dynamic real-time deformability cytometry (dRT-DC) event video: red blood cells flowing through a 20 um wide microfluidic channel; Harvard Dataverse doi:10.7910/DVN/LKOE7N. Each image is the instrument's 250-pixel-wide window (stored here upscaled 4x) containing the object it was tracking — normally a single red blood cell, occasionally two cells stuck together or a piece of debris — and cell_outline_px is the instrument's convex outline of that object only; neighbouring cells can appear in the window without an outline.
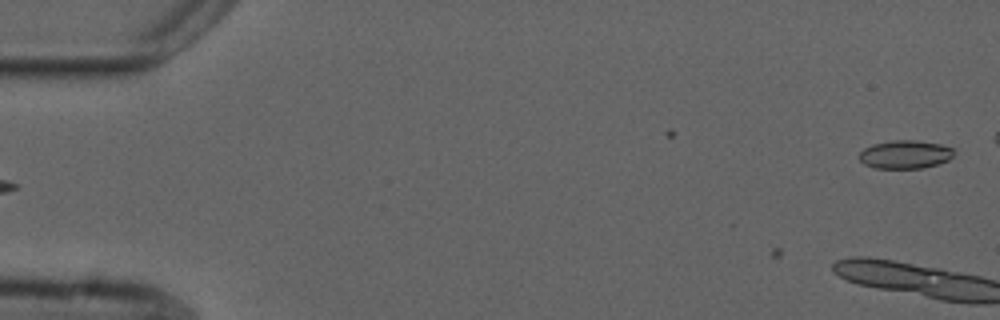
{"species": "common noctule bat (a hibernating species)", "species_latin": "Nyctalus noctula", "temperature_condition": "cold", "stored_images_in_passage": 8, "camera_frame_rate_fps": 3000, "um_per_image_px": 0.085, "animal": {"sex": "male", "forearm_length_mm": 52.5}, "frame": {"image": 1, "passage_image": 8, "time_ms": 2.333, "image_size_px": [1000, 320], "cell_outline_px": [[956, 152], [948, 160], [936, 164], [920, 168], [876, 168], [864, 164], [860, 160], [860, 152], [864, 148], [872, 144], [892, 140], [916, 140], [940, 144], [952, 148]], "centroid_in_image_um": [76.93, 13.12], "position_along_channel_um": 8.1, "area_um2": 15.55}}